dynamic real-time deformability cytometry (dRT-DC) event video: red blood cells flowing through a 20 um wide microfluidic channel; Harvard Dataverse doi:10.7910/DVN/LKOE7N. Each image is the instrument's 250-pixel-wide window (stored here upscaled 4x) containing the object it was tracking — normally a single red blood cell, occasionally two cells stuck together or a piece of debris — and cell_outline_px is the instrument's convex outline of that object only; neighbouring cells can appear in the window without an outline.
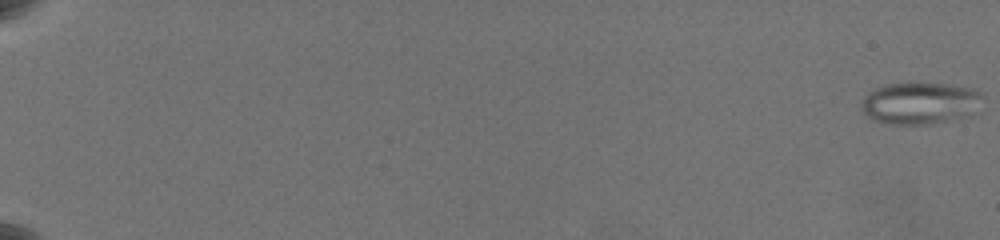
{"species": "common noctule bat (a hibernating species)", "species_latin": "Nyctalus noctula", "temperature_condition": "warm", "stored_images_in_passage": 46, "camera_frame_rate_fps": 3000, "um_per_image_px": 0.085, "animal": {"sex": "female", "body_mass_g": 19.5, "forearm_length_mm": 54.1}, "frame": {"image": 1, "passage_image": 1, "time_ms": 0.0, "image_size_px": [1000, 240], "cell_outline_px": [[984, 96], [972, 112], [968, 116], [932, 124], [892, 124], [876, 120], [868, 116], [860, 108], [860, 100], [868, 92], [876, 88], [888, 84], [944, 84], [976, 88]], "centroid_in_image_um": [78.19, 8.77], "position_along_channel_um": 6.8, "area_um2": 29.36}}
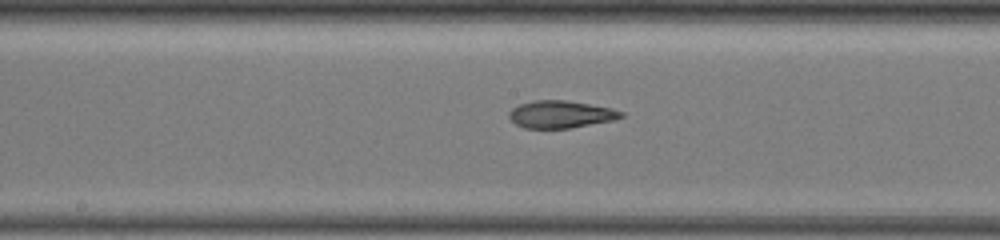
{"frame": {"image": 2, "passage_image": 25, "time_ms": 12.0, "image_size_px": [1000, 240], "cell_outline_px": [[624, 116], [612, 120], [568, 128], [524, 128], [516, 124], [508, 116], [508, 112], [512, 108], [520, 104], [536, 100], [564, 100], [612, 108], [624, 112]], "centroid_in_image_um": [47.64, 9.71], "position_along_channel_um": 200.6, "area_um2": 17.63}}
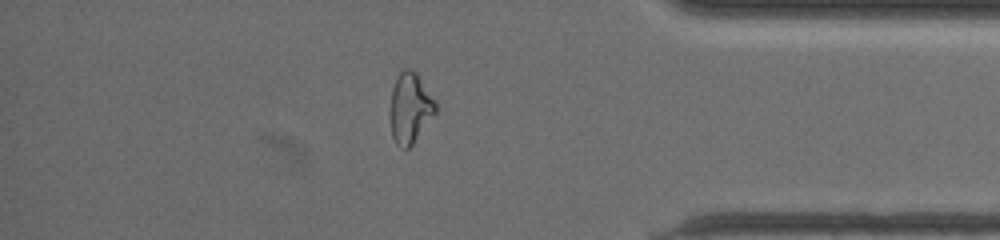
{"frame": {"image": 3, "passage_image": 41, "time_ms": 18.0, "image_size_px": [1000, 240], "cell_outline_px": [[436, 112], [412, 144], [408, 148], [400, 148], [396, 144], [392, 136], [392, 88], [396, 76], [404, 68], [412, 68], [416, 72], [436, 100]], "centroid_in_image_um": [34.88, 9.14], "position_along_channel_um": 400.3, "area_um2": 18.32}, "authors_computed_cell_mechanics": {"area_um2": 19.0451, "velocity_mm_per_s": 3.6303, "shape_relaxation_time_tau1_ms": null, "shape_relaxation_time_tau2_ms": 1.3725, "deformation_change_tau1": null, "deformation_change_tau2": 0.0846}}